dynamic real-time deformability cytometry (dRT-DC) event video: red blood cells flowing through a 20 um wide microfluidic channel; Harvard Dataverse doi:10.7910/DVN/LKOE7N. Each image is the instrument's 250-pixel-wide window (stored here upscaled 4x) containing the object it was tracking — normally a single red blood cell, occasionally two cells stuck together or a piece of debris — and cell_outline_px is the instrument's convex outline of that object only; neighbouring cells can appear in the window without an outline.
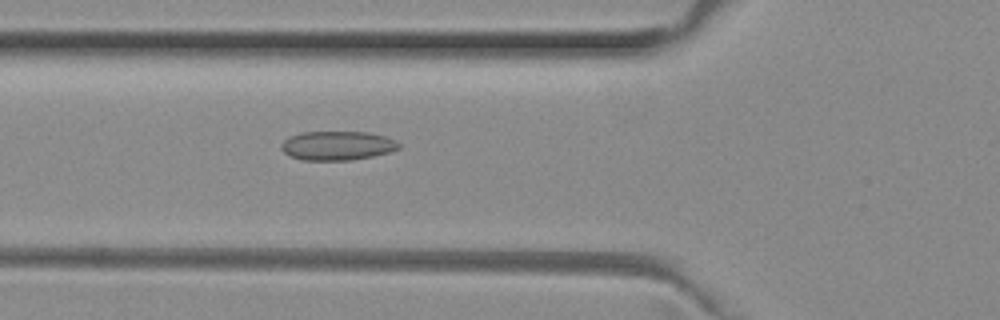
{"species": "common noctule bat (a hibernating species)", "species_latin": "Nyctalus noctula", "temperature_condition": "room temperature", "stored_images_in_passage": 28, "camera_frame_rate_fps": 3000, "um_per_image_px": 0.085, "animal": {"sex": "female", "body_mass_g": 29.2, "forearm_length_mm": 56.3}, "frame": {"image": 1, "passage_image": 7, "time_ms": 2.0, "image_size_px": [1000, 320], "cell_outline_px": [[400, 148], [388, 152], [372, 156], [352, 160], [300, 160], [288, 156], [280, 148], [280, 144], [288, 136], [300, 132], [368, 132], [384, 136], [400, 144]], "centroid_in_image_um": [28.59, 12.38], "position_along_channel_um": 97.2, "area_um2": 20.0}}
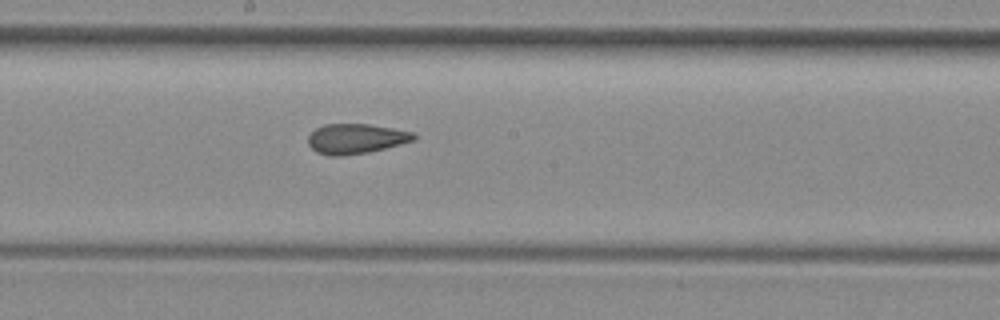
{"frame": {"image": 2, "passage_image": 16, "time_ms": 5.0, "image_size_px": [1000, 320], "cell_outline_px": [[416, 140], [368, 152], [340, 156], [328, 156], [316, 152], [308, 144], [308, 136], [316, 128], [324, 124], [368, 124], [392, 128], [412, 132], [416, 136]], "centroid_in_image_um": [30.22, 11.79], "position_along_channel_um": 218.0, "area_um2": 18.38}}
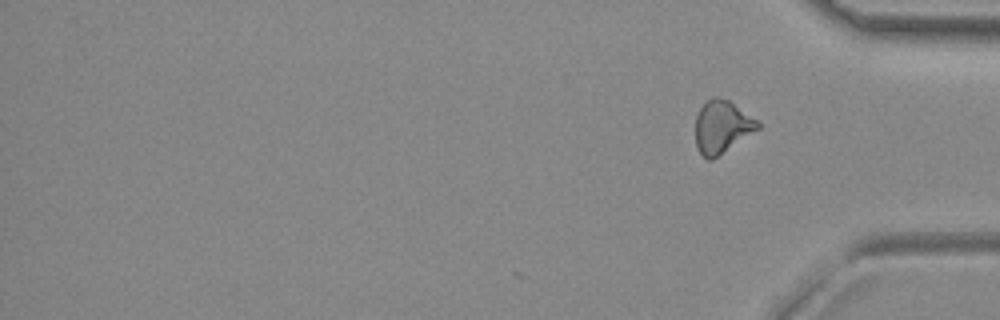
{"frame": {"image": 3, "passage_image": 28, "time_ms": 9.0, "image_size_px": [1000, 320], "cell_outline_px": [[760, 128], [712, 160], [708, 160], [700, 152], [696, 144], [696, 116], [700, 108], [712, 96], [716, 96], [728, 100], [756, 120], [760, 124]], "centroid_in_image_um": [61.35, 10.78], "position_along_channel_um": 373.9, "area_um2": 18.73}, "authors_computed_cell_mechanics": {"area_um2": 18.6405, "velocity_mm_per_s": 4.0179, "shape_relaxation_time_tau1_ms": null, "shape_relaxation_time_tau2_ms": 2.1501, "deformation_change_tau1": null, "deformation_change_tau2": 0.0928}}